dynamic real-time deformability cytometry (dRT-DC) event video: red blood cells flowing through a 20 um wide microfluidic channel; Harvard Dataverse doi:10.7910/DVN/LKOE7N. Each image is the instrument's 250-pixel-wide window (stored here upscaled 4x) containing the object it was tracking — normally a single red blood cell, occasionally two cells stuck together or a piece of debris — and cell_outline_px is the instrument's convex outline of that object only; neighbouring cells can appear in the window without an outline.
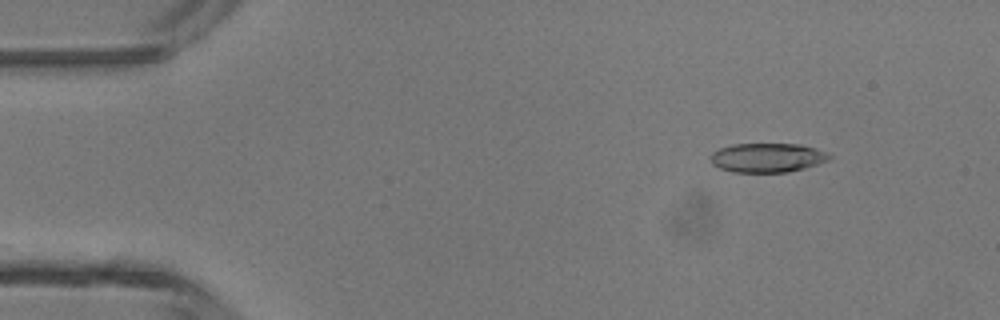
{"species": "common noctule bat (a hibernating species)", "species_latin": "Nyctalus noctula", "temperature_condition": "room temperature", "stored_images_in_passage": 43, "camera_frame_rate_fps": 3000, "um_per_image_px": 0.085, "animal": {"sex": "male", "body_mass_g": 13.3}, "frame": {"image": 1, "passage_image": 2, "time_ms": 0.333, "image_size_px": [1000, 320], "cell_outline_px": [[832, 156], [828, 160], [804, 168], [788, 172], [732, 172], [720, 168], [712, 164], [712, 152], [720, 148], [732, 144], [800, 144], [816, 148], [828, 152]], "centroid_in_image_um": [65.24, 13.4], "position_along_channel_um": 19.8, "area_um2": 20.17}}
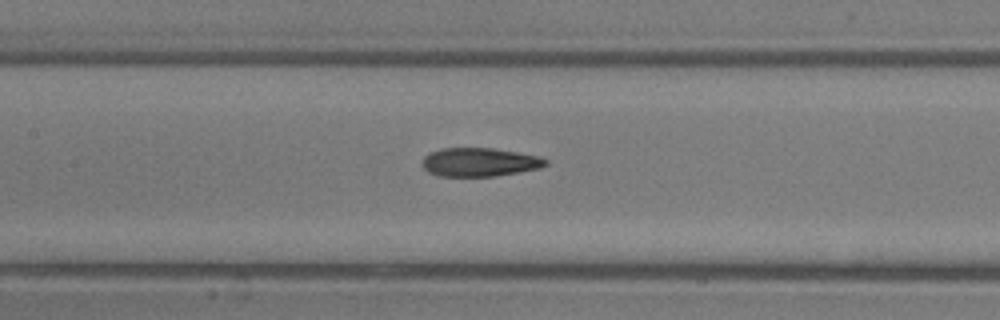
{"frame": {"image": 2, "passage_image": 18, "time_ms": 5.667, "image_size_px": [1000, 320], "cell_outline_px": [[548, 164], [540, 168], [520, 172], [496, 176], [436, 176], [428, 172], [420, 164], [424, 156], [428, 152], [440, 148], [492, 148], [516, 152], [536, 156], [548, 160]], "centroid_in_image_um": [40.7, 13.78], "position_along_channel_um": 166.7, "area_um2": 20.75}}
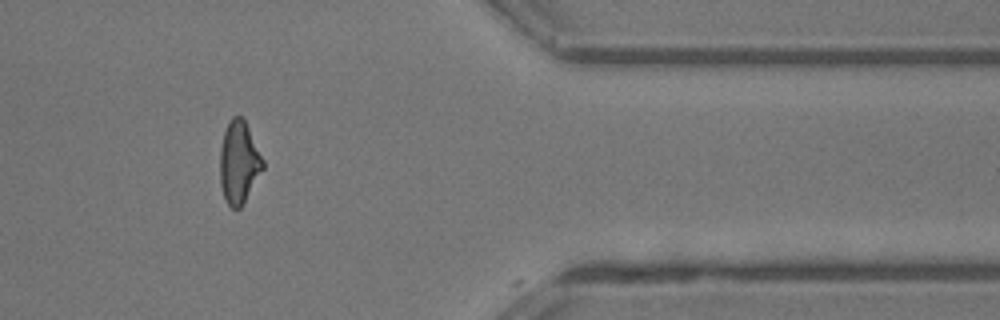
{"frame": {"image": 3, "passage_image": 35, "time_ms": 11.333, "image_size_px": [1000, 320], "cell_outline_px": [[264, 168], [240, 208], [232, 208], [228, 204], [224, 196], [220, 184], [220, 148], [224, 132], [232, 116], [244, 116], [264, 160]], "centroid_in_image_um": [20.32, 13.76], "position_along_channel_um": 391.1, "area_um2": 20.63}, "authors_computed_cell_mechanics": {"area_um2": 20.808, "velocity_mm_per_s": 4.3984, "shape_relaxation_time_tau1_ms": 9.625, "shape_relaxation_time_tau2_ms": 1.373, "deformation_change_tau1": 0.3836, "deformation_change_tau2": 0.0898}}